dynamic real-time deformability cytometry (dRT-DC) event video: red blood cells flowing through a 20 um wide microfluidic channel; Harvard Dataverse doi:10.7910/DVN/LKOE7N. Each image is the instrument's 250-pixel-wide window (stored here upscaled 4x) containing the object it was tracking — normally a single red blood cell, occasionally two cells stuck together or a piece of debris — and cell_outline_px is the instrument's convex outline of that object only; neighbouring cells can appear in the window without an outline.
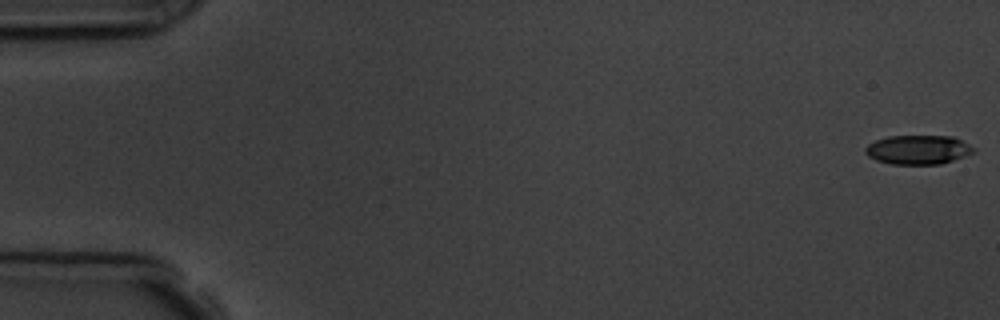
{"species": "common noctule bat (a hibernating species)", "species_latin": "Nyctalus noctula", "temperature_condition": "room temperature", "stored_images_in_passage": 4, "camera_frame_rate_fps": 3000, "um_per_image_px": 0.085, "animal": {"sex": "male", "body_mass_g": 19.5, "forearm_length_mm": 54.6}, "frame": {"image": 1, "passage_image": 1, "time_ms": 0.0, "image_size_px": [1000, 320], "cell_outline_px": [[976, 152], [940, 164], [892, 164], [876, 160], [868, 156], [864, 152], [864, 148], [868, 144], [876, 140], [888, 136], [952, 136], [976, 148]], "centroid_in_image_um": [78.03, 12.72], "position_along_channel_um": 7.0, "area_um2": 18.38}}
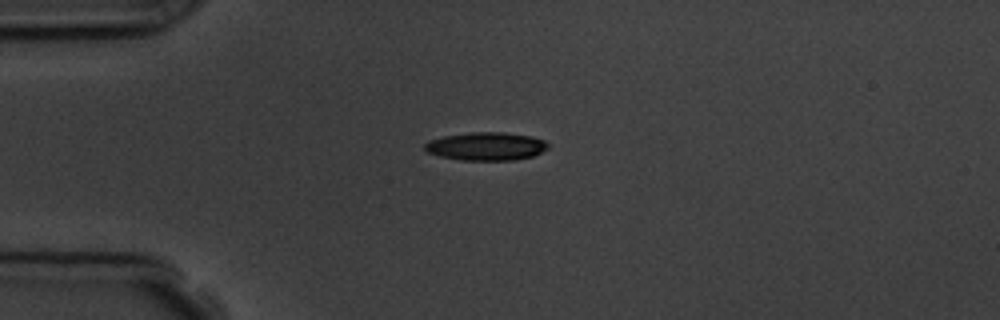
{"frame": {"image": 2, "passage_image": 4, "time_ms": 4.333, "image_size_px": [1000, 320], "cell_outline_px": [[548, 148], [532, 156], [512, 160], [460, 160], [440, 156], [428, 152], [424, 148], [424, 144], [428, 140], [444, 136], [472, 132], [504, 132], [532, 136], [544, 140], [548, 144]], "centroid_in_image_um": [41.31, 12.43], "position_along_channel_um": 43.7, "area_um2": 20.17}}